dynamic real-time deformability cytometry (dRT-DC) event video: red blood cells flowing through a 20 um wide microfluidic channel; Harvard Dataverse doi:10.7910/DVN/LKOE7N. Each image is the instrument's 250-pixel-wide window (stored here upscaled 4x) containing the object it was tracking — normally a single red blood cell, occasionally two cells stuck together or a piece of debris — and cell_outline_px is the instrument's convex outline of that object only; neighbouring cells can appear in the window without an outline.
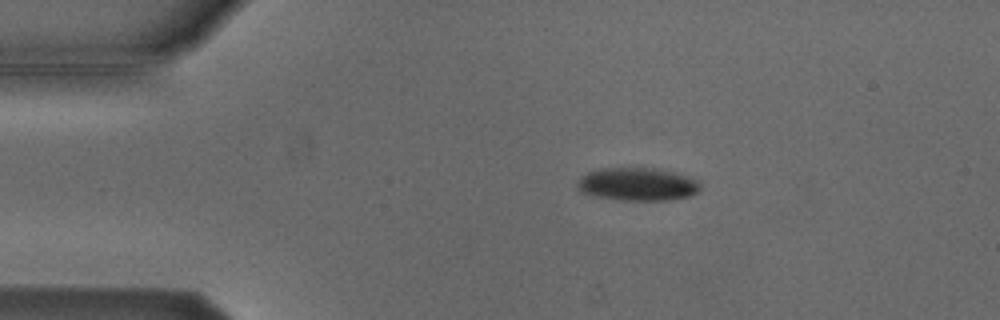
{"species": "Egyptian fruit bat (a non-hibernating species)", "species_latin": "Rousettus aegyptiacus", "temperature_condition": "cold", "stored_images_in_passage": 7, "camera_frame_rate_fps": 3000, "um_per_image_px": 0.085, "animal": {"sex": "male"}, "frame": {"image": 1, "passage_image": 1, "time_ms": 0.0, "image_size_px": [1000, 320], "cell_outline_px": [[700, 188], [692, 196], [668, 200], [620, 200], [596, 196], [580, 192], [576, 184], [588, 172], [600, 168], [652, 168], [672, 172], [696, 180], [700, 184]], "centroid_in_image_um": [54.17, 15.67], "position_along_channel_um": 30.8, "area_um2": 23.35}}
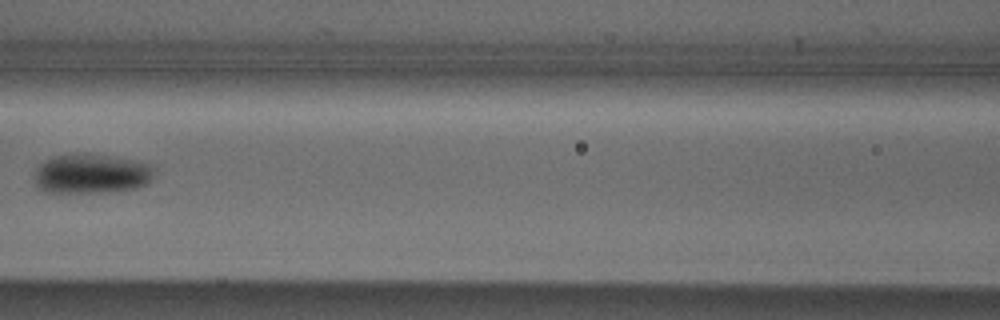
{"frame": {"image": 2, "passage_image": 5, "time_ms": 4.667, "image_size_px": [1000, 320], "cell_outline_px": [[152, 176], [148, 184], [136, 188], [104, 192], [44, 192], [36, 184], [36, 168], [44, 160], [52, 156], [76, 152], [88, 152], [112, 156], [132, 160], [148, 164], [152, 168]], "centroid_in_image_um": [7.73, 14.74], "position_along_channel_um": 158.9, "area_um2": 27.8}}
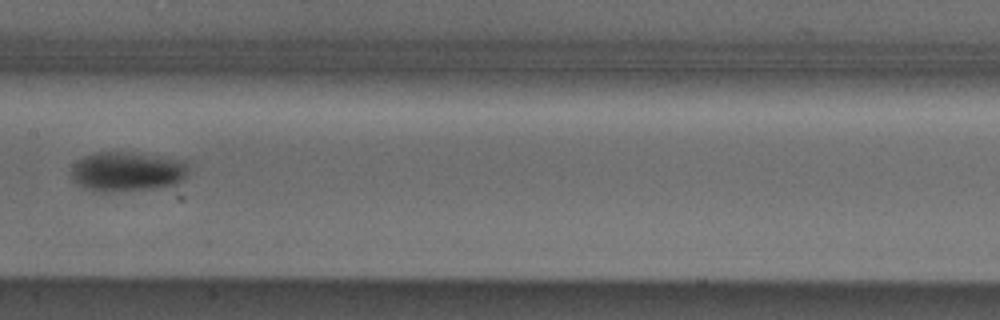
{"frame": {"image": 3, "passage_image": 6, "time_ms": 5.667, "image_size_px": [1000, 320], "cell_outline_px": [[188, 168], [184, 176], [176, 184], [152, 188], [104, 192], [100, 192], [84, 188], [76, 184], [72, 180], [72, 168], [84, 156], [96, 152], [124, 152], [160, 156], [188, 160]], "centroid_in_image_um": [10.81, 14.57], "position_along_channel_um": 196.6, "area_um2": 26.88}}